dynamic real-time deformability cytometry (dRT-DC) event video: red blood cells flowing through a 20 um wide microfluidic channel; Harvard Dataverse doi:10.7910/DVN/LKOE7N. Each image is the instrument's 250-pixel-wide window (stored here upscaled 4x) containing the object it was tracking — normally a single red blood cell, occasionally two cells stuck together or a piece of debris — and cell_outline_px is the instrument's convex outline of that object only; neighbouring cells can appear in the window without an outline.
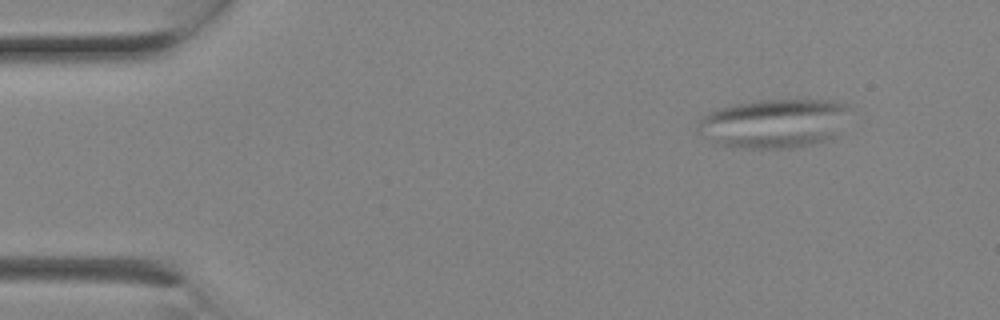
{"species": "Egyptian fruit bat (a non-hibernating species)", "species_latin": "Rousettus aegyptiacus", "temperature_condition": "room temperature", "stored_images_in_passage": 3, "camera_frame_rate_fps": 3000, "um_per_image_px": 0.085, "animal": {"sex": "female"}, "frame": {"image": 1, "passage_image": 1, "time_ms": 0.0, "image_size_px": [1000, 320], "cell_outline_px": [[856, 108], [832, 136], [824, 140], [808, 144], [788, 148], [732, 148], [720, 144], [712, 140], [700, 132], [696, 128], [696, 124], [700, 116], [708, 112], [720, 108], [736, 104], [760, 100], [804, 96], [832, 100], [848, 104]], "centroid_in_image_um": [65.86, 10.41], "position_along_channel_um": 19.1, "area_um2": 44.51}}